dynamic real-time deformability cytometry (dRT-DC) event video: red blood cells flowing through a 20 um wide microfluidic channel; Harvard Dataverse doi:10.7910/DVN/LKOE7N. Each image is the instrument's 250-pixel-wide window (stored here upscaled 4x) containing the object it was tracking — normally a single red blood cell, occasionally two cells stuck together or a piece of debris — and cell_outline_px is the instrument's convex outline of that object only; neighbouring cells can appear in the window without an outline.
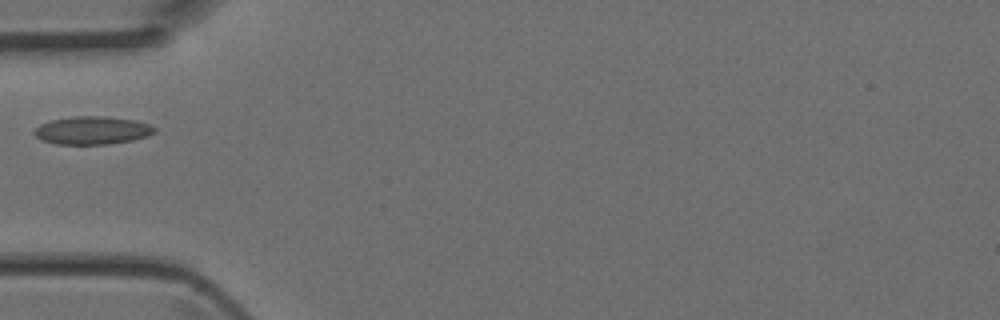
{"species": "Egyptian fruit bat (a non-hibernating species)", "species_latin": "Rousettus aegyptiacus", "temperature_condition": "room temperature", "stored_images_in_passage": 6, "camera_frame_rate_fps": 3000, "um_per_image_px": 0.085, "animal": {"sex": "female"}, "frame": {"image": 1, "passage_image": 6, "time_ms": 1.667, "image_size_px": [1000, 320], "cell_outline_px": [[156, 132], [148, 136], [132, 140], [108, 144], [56, 144], [40, 140], [32, 132], [40, 124], [52, 120], [72, 116], [108, 116], [136, 120], [152, 124], [156, 128]], "centroid_in_image_um": [7.87, 11.07], "position_along_channel_um": 77.1, "area_um2": 19.88}}